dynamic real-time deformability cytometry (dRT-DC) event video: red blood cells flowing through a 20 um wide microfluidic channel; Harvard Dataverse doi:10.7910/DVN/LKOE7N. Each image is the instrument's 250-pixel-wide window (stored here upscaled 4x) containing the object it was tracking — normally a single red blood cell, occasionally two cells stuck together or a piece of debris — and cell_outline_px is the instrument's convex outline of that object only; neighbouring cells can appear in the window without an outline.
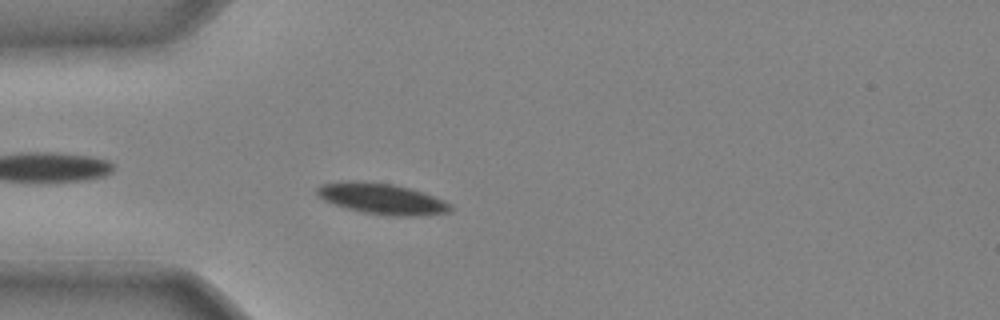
{"species": "common noctule bat (a hibernating species)", "species_latin": "Nyctalus noctula", "temperature_condition": "cold", "stored_images_in_passage": 36, "camera_frame_rate_fps": 3000, "um_per_image_px": 0.085, "animal": {"sex": "male", "body_mass_g": 20.4}, "frame": {"image": 1, "passage_image": 6, "time_ms": 1.667, "image_size_px": [1000, 320], "cell_outline_px": [[452, 212], [428, 216], [396, 216], [360, 212], [324, 200], [316, 196], [316, 188], [320, 184], [348, 180], [392, 184], [408, 188], [444, 200], [452, 204]], "centroid_in_image_um": [32.47, 16.91], "position_along_channel_um": 52.5, "area_um2": 24.04}}
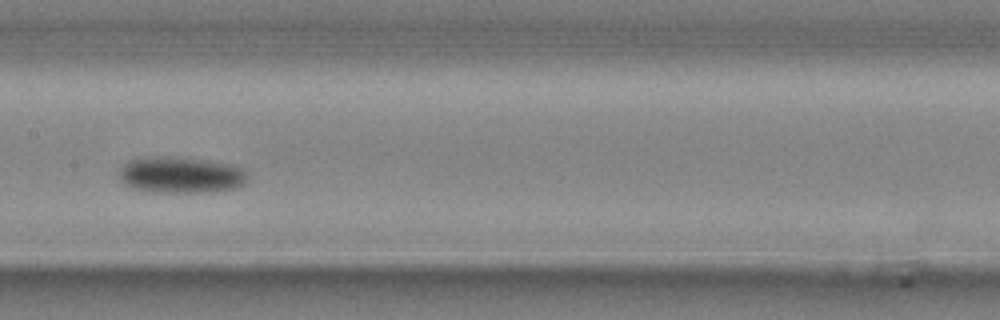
{"frame": {"image": 2, "passage_image": 16, "time_ms": 5.0, "image_size_px": [1000, 320], "cell_outline_px": [[248, 180], [244, 184], [232, 188], [204, 192], [152, 192], [132, 188], [124, 184], [116, 172], [128, 160], [148, 156], [168, 156], [208, 160], [232, 164], [244, 168], [248, 176]], "centroid_in_image_um": [15.34, 14.85], "position_along_channel_um": 192.1, "area_um2": 27.57}}
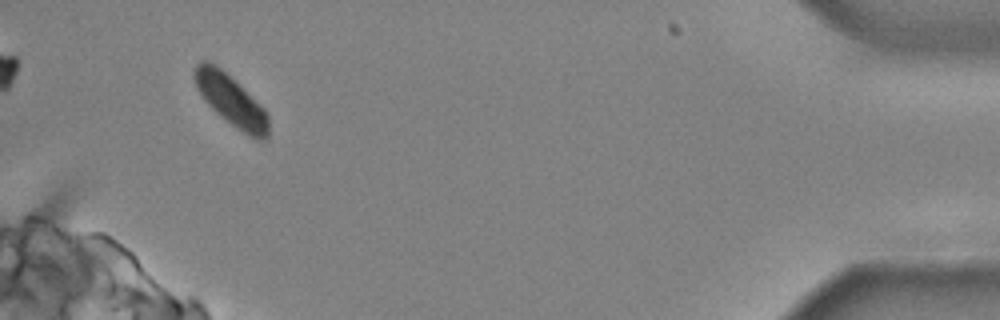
{"frame": {"image": 3, "passage_image": 35, "time_ms": 11.333, "image_size_px": [1000, 320], "cell_outline_px": [[268, 140], [256, 140], [248, 136], [236, 128], [216, 112], [204, 100], [196, 88], [192, 76], [192, 72], [196, 64], [200, 60], [208, 60], [216, 64], [260, 104], [268, 112]], "centroid_in_image_um": [19.61, 8.53], "position_along_channel_um": 415.6, "area_um2": 22.14}}